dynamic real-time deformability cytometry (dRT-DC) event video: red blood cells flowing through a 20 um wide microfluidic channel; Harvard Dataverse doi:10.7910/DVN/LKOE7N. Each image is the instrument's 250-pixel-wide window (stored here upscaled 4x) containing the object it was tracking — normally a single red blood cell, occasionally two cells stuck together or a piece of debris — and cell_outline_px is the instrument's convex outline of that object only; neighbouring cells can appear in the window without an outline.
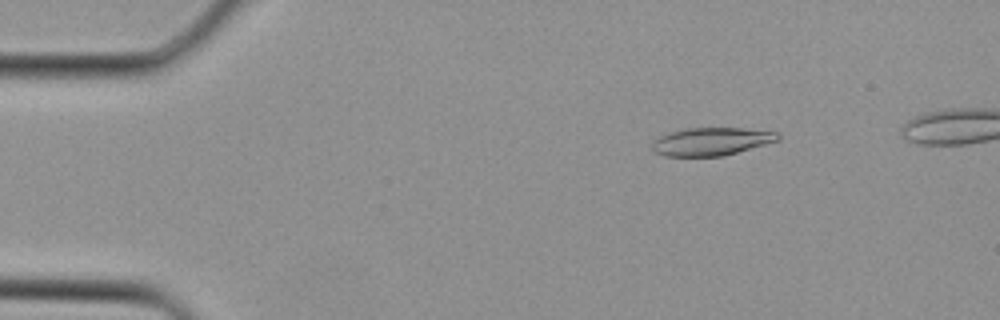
{"species": "Egyptian fruit bat (a non-hibernating species)", "species_latin": "Rousettus aegyptiacus", "temperature_condition": "cold", "stored_images_in_passage": 4, "camera_frame_rate_fps": 3000, "um_per_image_px": 0.085, "animal": {"sex": "female"}, "frame": {"image": 1, "passage_image": 2, "time_ms": 0.333, "image_size_px": [1000, 320], "cell_outline_px": [[780, 140], [736, 152], [720, 156], [664, 156], [656, 152], [652, 148], [652, 144], [660, 136], [672, 132], [688, 128], [744, 128], [776, 132], [780, 136]], "centroid_in_image_um": [60.48, 12.02], "position_along_channel_um": 24.5, "area_um2": 20.11}}